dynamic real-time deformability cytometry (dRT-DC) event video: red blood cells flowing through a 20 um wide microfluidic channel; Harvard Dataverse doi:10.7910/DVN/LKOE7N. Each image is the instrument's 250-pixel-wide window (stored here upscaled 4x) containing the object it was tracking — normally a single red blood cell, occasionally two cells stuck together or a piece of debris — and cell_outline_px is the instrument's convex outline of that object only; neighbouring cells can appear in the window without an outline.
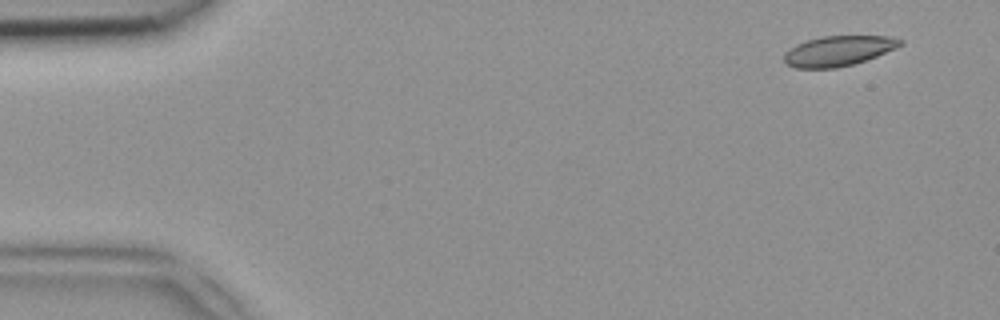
{"species": "common noctule bat (a hibernating species)", "species_latin": "Nyctalus noctula", "temperature_condition": "room temperature", "stored_images_in_passage": 12, "camera_frame_rate_fps": 3000, "um_per_image_px": 0.085, "animal": {"sex": "female", "body_mass_g": 18.4}, "frame": {"image": 1, "passage_image": 2, "time_ms": 0.333, "image_size_px": [1000, 320], "cell_outline_px": [[904, 44], [896, 48], [876, 56], [852, 64], [836, 68], [796, 68], [784, 64], [784, 52], [796, 44], [808, 40], [824, 36], [888, 36], [904, 40]], "centroid_in_image_um": [71.25, 4.32], "position_along_channel_um": 13.8, "area_um2": 20.35}}
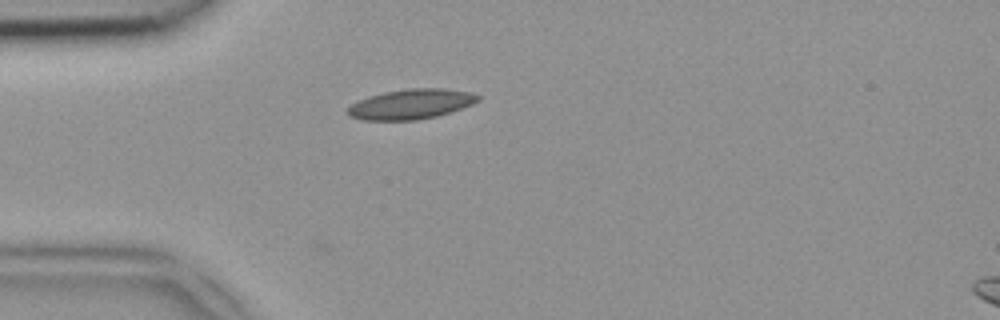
{"frame": {"image": 2, "passage_image": 12, "time_ms": 3.667, "image_size_px": [1000, 320], "cell_outline_px": [[480, 100], [472, 104], [436, 116], [416, 120], [360, 120], [348, 116], [348, 108], [352, 104], [368, 96], [384, 92], [408, 88], [444, 88], [472, 92], [480, 96]], "centroid_in_image_um": [34.93, 8.84], "position_along_channel_um": 50.1, "area_um2": 22.72}}